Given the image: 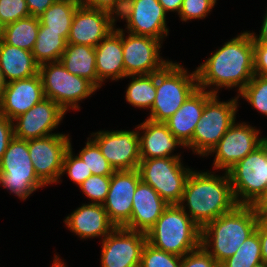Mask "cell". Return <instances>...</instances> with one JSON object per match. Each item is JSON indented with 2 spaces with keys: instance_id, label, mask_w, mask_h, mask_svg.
I'll return each mask as SVG.
<instances>
[{
  "instance_id": "obj_1",
  "label": "cell",
  "mask_w": 267,
  "mask_h": 267,
  "mask_svg": "<svg viewBox=\"0 0 267 267\" xmlns=\"http://www.w3.org/2000/svg\"><path fill=\"white\" fill-rule=\"evenodd\" d=\"M250 32L244 31L230 39L196 68L198 88H210L211 94H217L222 87H238V93L241 92L254 76V46Z\"/></svg>"
},
{
  "instance_id": "obj_2",
  "label": "cell",
  "mask_w": 267,
  "mask_h": 267,
  "mask_svg": "<svg viewBox=\"0 0 267 267\" xmlns=\"http://www.w3.org/2000/svg\"><path fill=\"white\" fill-rule=\"evenodd\" d=\"M196 171L192 170L189 174L178 205L202 228L208 222L232 211L238 204L227 172L220 176L215 175V172L209 173V170Z\"/></svg>"
},
{
  "instance_id": "obj_3",
  "label": "cell",
  "mask_w": 267,
  "mask_h": 267,
  "mask_svg": "<svg viewBox=\"0 0 267 267\" xmlns=\"http://www.w3.org/2000/svg\"><path fill=\"white\" fill-rule=\"evenodd\" d=\"M259 218L253 205H237L201 228L200 245L221 264L256 231Z\"/></svg>"
},
{
  "instance_id": "obj_4",
  "label": "cell",
  "mask_w": 267,
  "mask_h": 267,
  "mask_svg": "<svg viewBox=\"0 0 267 267\" xmlns=\"http://www.w3.org/2000/svg\"><path fill=\"white\" fill-rule=\"evenodd\" d=\"M147 243L183 257L200 246L201 228L178 204L168 205L146 232Z\"/></svg>"
},
{
  "instance_id": "obj_5",
  "label": "cell",
  "mask_w": 267,
  "mask_h": 267,
  "mask_svg": "<svg viewBox=\"0 0 267 267\" xmlns=\"http://www.w3.org/2000/svg\"><path fill=\"white\" fill-rule=\"evenodd\" d=\"M198 88L196 70L189 73L172 61L156 73V97L147 119L165 122Z\"/></svg>"
},
{
  "instance_id": "obj_6",
  "label": "cell",
  "mask_w": 267,
  "mask_h": 267,
  "mask_svg": "<svg viewBox=\"0 0 267 267\" xmlns=\"http://www.w3.org/2000/svg\"><path fill=\"white\" fill-rule=\"evenodd\" d=\"M0 185L23 201L46 185L38 178L28 151V140L13 138L0 160Z\"/></svg>"
},
{
  "instance_id": "obj_7",
  "label": "cell",
  "mask_w": 267,
  "mask_h": 267,
  "mask_svg": "<svg viewBox=\"0 0 267 267\" xmlns=\"http://www.w3.org/2000/svg\"><path fill=\"white\" fill-rule=\"evenodd\" d=\"M45 98L57 103L65 112L79 110V102L98 90L90 81L71 74L60 61L39 66Z\"/></svg>"
},
{
  "instance_id": "obj_8",
  "label": "cell",
  "mask_w": 267,
  "mask_h": 267,
  "mask_svg": "<svg viewBox=\"0 0 267 267\" xmlns=\"http://www.w3.org/2000/svg\"><path fill=\"white\" fill-rule=\"evenodd\" d=\"M227 174L238 205H254L267 189V149L263 143L238 161Z\"/></svg>"
},
{
  "instance_id": "obj_9",
  "label": "cell",
  "mask_w": 267,
  "mask_h": 267,
  "mask_svg": "<svg viewBox=\"0 0 267 267\" xmlns=\"http://www.w3.org/2000/svg\"><path fill=\"white\" fill-rule=\"evenodd\" d=\"M238 96L221 102L214 94L204 106L200 121L196 124L192 137V151L200 156H208L229 127L235 122Z\"/></svg>"
},
{
  "instance_id": "obj_10",
  "label": "cell",
  "mask_w": 267,
  "mask_h": 267,
  "mask_svg": "<svg viewBox=\"0 0 267 267\" xmlns=\"http://www.w3.org/2000/svg\"><path fill=\"white\" fill-rule=\"evenodd\" d=\"M181 158L141 159L138 167L141 180L150 185L169 205L181 202L186 180L192 169Z\"/></svg>"
},
{
  "instance_id": "obj_11",
  "label": "cell",
  "mask_w": 267,
  "mask_h": 267,
  "mask_svg": "<svg viewBox=\"0 0 267 267\" xmlns=\"http://www.w3.org/2000/svg\"><path fill=\"white\" fill-rule=\"evenodd\" d=\"M122 29L123 64L125 77L129 75H149L160 72L171 61L160 56L163 43L159 39L128 33Z\"/></svg>"
},
{
  "instance_id": "obj_12",
  "label": "cell",
  "mask_w": 267,
  "mask_h": 267,
  "mask_svg": "<svg viewBox=\"0 0 267 267\" xmlns=\"http://www.w3.org/2000/svg\"><path fill=\"white\" fill-rule=\"evenodd\" d=\"M138 126L133 130H112L92 133V140L115 171L138 169L140 147Z\"/></svg>"
},
{
  "instance_id": "obj_13",
  "label": "cell",
  "mask_w": 267,
  "mask_h": 267,
  "mask_svg": "<svg viewBox=\"0 0 267 267\" xmlns=\"http://www.w3.org/2000/svg\"><path fill=\"white\" fill-rule=\"evenodd\" d=\"M68 134H52L28 140V151L38 178L47 186L59 183L63 158L69 148Z\"/></svg>"
},
{
  "instance_id": "obj_14",
  "label": "cell",
  "mask_w": 267,
  "mask_h": 267,
  "mask_svg": "<svg viewBox=\"0 0 267 267\" xmlns=\"http://www.w3.org/2000/svg\"><path fill=\"white\" fill-rule=\"evenodd\" d=\"M259 130L245 122H235L229 127L218 144L208 155L215 153L213 168L215 170H230L238 161L251 153L261 143Z\"/></svg>"
},
{
  "instance_id": "obj_15",
  "label": "cell",
  "mask_w": 267,
  "mask_h": 267,
  "mask_svg": "<svg viewBox=\"0 0 267 267\" xmlns=\"http://www.w3.org/2000/svg\"><path fill=\"white\" fill-rule=\"evenodd\" d=\"M146 233L116 227L102 240L101 267H140Z\"/></svg>"
},
{
  "instance_id": "obj_16",
  "label": "cell",
  "mask_w": 267,
  "mask_h": 267,
  "mask_svg": "<svg viewBox=\"0 0 267 267\" xmlns=\"http://www.w3.org/2000/svg\"><path fill=\"white\" fill-rule=\"evenodd\" d=\"M126 21L129 33L150 36L160 41L168 36L166 12L158 0H125L117 20Z\"/></svg>"
},
{
  "instance_id": "obj_17",
  "label": "cell",
  "mask_w": 267,
  "mask_h": 267,
  "mask_svg": "<svg viewBox=\"0 0 267 267\" xmlns=\"http://www.w3.org/2000/svg\"><path fill=\"white\" fill-rule=\"evenodd\" d=\"M65 114L66 112L57 103L44 98L13 120L14 137L30 140L57 134L52 131L61 124Z\"/></svg>"
},
{
  "instance_id": "obj_18",
  "label": "cell",
  "mask_w": 267,
  "mask_h": 267,
  "mask_svg": "<svg viewBox=\"0 0 267 267\" xmlns=\"http://www.w3.org/2000/svg\"><path fill=\"white\" fill-rule=\"evenodd\" d=\"M141 176L138 169L114 171L109 192L102 204L115 227H124L131 218L133 195Z\"/></svg>"
},
{
  "instance_id": "obj_19",
  "label": "cell",
  "mask_w": 267,
  "mask_h": 267,
  "mask_svg": "<svg viewBox=\"0 0 267 267\" xmlns=\"http://www.w3.org/2000/svg\"><path fill=\"white\" fill-rule=\"evenodd\" d=\"M116 17L111 13L79 5L74 13L67 43L96 47L114 28Z\"/></svg>"
},
{
  "instance_id": "obj_20",
  "label": "cell",
  "mask_w": 267,
  "mask_h": 267,
  "mask_svg": "<svg viewBox=\"0 0 267 267\" xmlns=\"http://www.w3.org/2000/svg\"><path fill=\"white\" fill-rule=\"evenodd\" d=\"M45 98L39 73L6 83L0 99V113L13 121Z\"/></svg>"
},
{
  "instance_id": "obj_21",
  "label": "cell",
  "mask_w": 267,
  "mask_h": 267,
  "mask_svg": "<svg viewBox=\"0 0 267 267\" xmlns=\"http://www.w3.org/2000/svg\"><path fill=\"white\" fill-rule=\"evenodd\" d=\"M208 90L197 88L165 123L171 133L185 147L192 150V137L200 121L205 103L213 96Z\"/></svg>"
},
{
  "instance_id": "obj_22",
  "label": "cell",
  "mask_w": 267,
  "mask_h": 267,
  "mask_svg": "<svg viewBox=\"0 0 267 267\" xmlns=\"http://www.w3.org/2000/svg\"><path fill=\"white\" fill-rule=\"evenodd\" d=\"M168 205L150 185L141 180L133 195L130 221L123 228L146 233Z\"/></svg>"
},
{
  "instance_id": "obj_23",
  "label": "cell",
  "mask_w": 267,
  "mask_h": 267,
  "mask_svg": "<svg viewBox=\"0 0 267 267\" xmlns=\"http://www.w3.org/2000/svg\"><path fill=\"white\" fill-rule=\"evenodd\" d=\"M140 158H167L175 157L181 158L179 154L171 155L176 146L185 145L182 144L168 129L165 122H155L146 119L144 122L138 125Z\"/></svg>"
},
{
  "instance_id": "obj_24",
  "label": "cell",
  "mask_w": 267,
  "mask_h": 267,
  "mask_svg": "<svg viewBox=\"0 0 267 267\" xmlns=\"http://www.w3.org/2000/svg\"><path fill=\"white\" fill-rule=\"evenodd\" d=\"M64 222L80 239L100 236L103 240L116 228L109 220L102 204H82L67 216Z\"/></svg>"
},
{
  "instance_id": "obj_25",
  "label": "cell",
  "mask_w": 267,
  "mask_h": 267,
  "mask_svg": "<svg viewBox=\"0 0 267 267\" xmlns=\"http://www.w3.org/2000/svg\"><path fill=\"white\" fill-rule=\"evenodd\" d=\"M95 61L98 79L103 83L108 78H125L122 48V29L114 28L95 47Z\"/></svg>"
},
{
  "instance_id": "obj_26",
  "label": "cell",
  "mask_w": 267,
  "mask_h": 267,
  "mask_svg": "<svg viewBox=\"0 0 267 267\" xmlns=\"http://www.w3.org/2000/svg\"><path fill=\"white\" fill-rule=\"evenodd\" d=\"M0 68L6 83L30 78L39 72L32 52L4 43L1 39Z\"/></svg>"
},
{
  "instance_id": "obj_27",
  "label": "cell",
  "mask_w": 267,
  "mask_h": 267,
  "mask_svg": "<svg viewBox=\"0 0 267 267\" xmlns=\"http://www.w3.org/2000/svg\"><path fill=\"white\" fill-rule=\"evenodd\" d=\"M60 62L71 73L90 81L97 89L102 86L98 79L95 48L89 45L67 43Z\"/></svg>"
},
{
  "instance_id": "obj_28",
  "label": "cell",
  "mask_w": 267,
  "mask_h": 267,
  "mask_svg": "<svg viewBox=\"0 0 267 267\" xmlns=\"http://www.w3.org/2000/svg\"><path fill=\"white\" fill-rule=\"evenodd\" d=\"M70 32L46 31L40 23L38 36L32 50L35 62L40 66L49 62L60 61Z\"/></svg>"
},
{
  "instance_id": "obj_29",
  "label": "cell",
  "mask_w": 267,
  "mask_h": 267,
  "mask_svg": "<svg viewBox=\"0 0 267 267\" xmlns=\"http://www.w3.org/2000/svg\"><path fill=\"white\" fill-rule=\"evenodd\" d=\"M39 26V18L31 15L21 18L4 26L1 40L9 45L32 52L38 36Z\"/></svg>"
},
{
  "instance_id": "obj_30",
  "label": "cell",
  "mask_w": 267,
  "mask_h": 267,
  "mask_svg": "<svg viewBox=\"0 0 267 267\" xmlns=\"http://www.w3.org/2000/svg\"><path fill=\"white\" fill-rule=\"evenodd\" d=\"M127 77H131L132 79L128 84L125 95L128 104L151 111L156 97V73L149 75H129Z\"/></svg>"
},
{
  "instance_id": "obj_31",
  "label": "cell",
  "mask_w": 267,
  "mask_h": 267,
  "mask_svg": "<svg viewBox=\"0 0 267 267\" xmlns=\"http://www.w3.org/2000/svg\"><path fill=\"white\" fill-rule=\"evenodd\" d=\"M79 4L70 0H56L39 17L40 23L46 27V31L70 32L74 13Z\"/></svg>"
},
{
  "instance_id": "obj_32",
  "label": "cell",
  "mask_w": 267,
  "mask_h": 267,
  "mask_svg": "<svg viewBox=\"0 0 267 267\" xmlns=\"http://www.w3.org/2000/svg\"><path fill=\"white\" fill-rule=\"evenodd\" d=\"M261 262V245L258 232L255 231L240 245L233 256L220 264V267H252Z\"/></svg>"
},
{
  "instance_id": "obj_33",
  "label": "cell",
  "mask_w": 267,
  "mask_h": 267,
  "mask_svg": "<svg viewBox=\"0 0 267 267\" xmlns=\"http://www.w3.org/2000/svg\"><path fill=\"white\" fill-rule=\"evenodd\" d=\"M239 96L248 101L259 113L267 116V77L254 74Z\"/></svg>"
},
{
  "instance_id": "obj_34",
  "label": "cell",
  "mask_w": 267,
  "mask_h": 267,
  "mask_svg": "<svg viewBox=\"0 0 267 267\" xmlns=\"http://www.w3.org/2000/svg\"><path fill=\"white\" fill-rule=\"evenodd\" d=\"M78 156L86 163L92 175L111 176L115 171L90 137L87 138L86 145Z\"/></svg>"
},
{
  "instance_id": "obj_35",
  "label": "cell",
  "mask_w": 267,
  "mask_h": 267,
  "mask_svg": "<svg viewBox=\"0 0 267 267\" xmlns=\"http://www.w3.org/2000/svg\"><path fill=\"white\" fill-rule=\"evenodd\" d=\"M182 257L154 248L146 243L142 250L140 267H181Z\"/></svg>"
},
{
  "instance_id": "obj_36",
  "label": "cell",
  "mask_w": 267,
  "mask_h": 267,
  "mask_svg": "<svg viewBox=\"0 0 267 267\" xmlns=\"http://www.w3.org/2000/svg\"><path fill=\"white\" fill-rule=\"evenodd\" d=\"M64 173H67L71 181L78 186L92 175L86 163L78 155L73 154L71 142L63 158L61 175Z\"/></svg>"
},
{
  "instance_id": "obj_37",
  "label": "cell",
  "mask_w": 267,
  "mask_h": 267,
  "mask_svg": "<svg viewBox=\"0 0 267 267\" xmlns=\"http://www.w3.org/2000/svg\"><path fill=\"white\" fill-rule=\"evenodd\" d=\"M111 176L91 175L79 185L93 204H103L109 192Z\"/></svg>"
},
{
  "instance_id": "obj_38",
  "label": "cell",
  "mask_w": 267,
  "mask_h": 267,
  "mask_svg": "<svg viewBox=\"0 0 267 267\" xmlns=\"http://www.w3.org/2000/svg\"><path fill=\"white\" fill-rule=\"evenodd\" d=\"M217 0H183L179 17L181 21L187 22L193 19H204L214 8Z\"/></svg>"
},
{
  "instance_id": "obj_39",
  "label": "cell",
  "mask_w": 267,
  "mask_h": 267,
  "mask_svg": "<svg viewBox=\"0 0 267 267\" xmlns=\"http://www.w3.org/2000/svg\"><path fill=\"white\" fill-rule=\"evenodd\" d=\"M28 16L26 0H0V22L3 26Z\"/></svg>"
},
{
  "instance_id": "obj_40",
  "label": "cell",
  "mask_w": 267,
  "mask_h": 267,
  "mask_svg": "<svg viewBox=\"0 0 267 267\" xmlns=\"http://www.w3.org/2000/svg\"><path fill=\"white\" fill-rule=\"evenodd\" d=\"M181 267H220V264L200 245L182 257Z\"/></svg>"
},
{
  "instance_id": "obj_41",
  "label": "cell",
  "mask_w": 267,
  "mask_h": 267,
  "mask_svg": "<svg viewBox=\"0 0 267 267\" xmlns=\"http://www.w3.org/2000/svg\"><path fill=\"white\" fill-rule=\"evenodd\" d=\"M254 74L267 77V43L253 40Z\"/></svg>"
},
{
  "instance_id": "obj_42",
  "label": "cell",
  "mask_w": 267,
  "mask_h": 267,
  "mask_svg": "<svg viewBox=\"0 0 267 267\" xmlns=\"http://www.w3.org/2000/svg\"><path fill=\"white\" fill-rule=\"evenodd\" d=\"M124 4L125 0H85L84 2V6L107 11L116 18L121 14Z\"/></svg>"
},
{
  "instance_id": "obj_43",
  "label": "cell",
  "mask_w": 267,
  "mask_h": 267,
  "mask_svg": "<svg viewBox=\"0 0 267 267\" xmlns=\"http://www.w3.org/2000/svg\"><path fill=\"white\" fill-rule=\"evenodd\" d=\"M14 138L13 121L0 113V160L4 155L10 141Z\"/></svg>"
},
{
  "instance_id": "obj_44",
  "label": "cell",
  "mask_w": 267,
  "mask_h": 267,
  "mask_svg": "<svg viewBox=\"0 0 267 267\" xmlns=\"http://www.w3.org/2000/svg\"><path fill=\"white\" fill-rule=\"evenodd\" d=\"M56 0H26L29 13L39 18Z\"/></svg>"
},
{
  "instance_id": "obj_45",
  "label": "cell",
  "mask_w": 267,
  "mask_h": 267,
  "mask_svg": "<svg viewBox=\"0 0 267 267\" xmlns=\"http://www.w3.org/2000/svg\"><path fill=\"white\" fill-rule=\"evenodd\" d=\"M261 245L262 262L267 264V220L259 218L256 226Z\"/></svg>"
},
{
  "instance_id": "obj_46",
  "label": "cell",
  "mask_w": 267,
  "mask_h": 267,
  "mask_svg": "<svg viewBox=\"0 0 267 267\" xmlns=\"http://www.w3.org/2000/svg\"><path fill=\"white\" fill-rule=\"evenodd\" d=\"M253 206L259 217L267 220V189Z\"/></svg>"
},
{
  "instance_id": "obj_47",
  "label": "cell",
  "mask_w": 267,
  "mask_h": 267,
  "mask_svg": "<svg viewBox=\"0 0 267 267\" xmlns=\"http://www.w3.org/2000/svg\"><path fill=\"white\" fill-rule=\"evenodd\" d=\"M159 3L163 6L166 13L170 12H177L179 14L183 0H158Z\"/></svg>"
},
{
  "instance_id": "obj_48",
  "label": "cell",
  "mask_w": 267,
  "mask_h": 267,
  "mask_svg": "<svg viewBox=\"0 0 267 267\" xmlns=\"http://www.w3.org/2000/svg\"><path fill=\"white\" fill-rule=\"evenodd\" d=\"M263 22H262V26L260 29V33L259 35H256L255 32H251V36L253 38V40L257 41V42H264L267 43V10H266V14L263 17Z\"/></svg>"
},
{
  "instance_id": "obj_49",
  "label": "cell",
  "mask_w": 267,
  "mask_h": 267,
  "mask_svg": "<svg viewBox=\"0 0 267 267\" xmlns=\"http://www.w3.org/2000/svg\"><path fill=\"white\" fill-rule=\"evenodd\" d=\"M6 87V82L4 80V77H3V74H2V71H1V68H0V99L3 95V91Z\"/></svg>"
},
{
  "instance_id": "obj_50",
  "label": "cell",
  "mask_w": 267,
  "mask_h": 267,
  "mask_svg": "<svg viewBox=\"0 0 267 267\" xmlns=\"http://www.w3.org/2000/svg\"><path fill=\"white\" fill-rule=\"evenodd\" d=\"M52 267H66L65 263L57 256H54Z\"/></svg>"
},
{
  "instance_id": "obj_51",
  "label": "cell",
  "mask_w": 267,
  "mask_h": 267,
  "mask_svg": "<svg viewBox=\"0 0 267 267\" xmlns=\"http://www.w3.org/2000/svg\"><path fill=\"white\" fill-rule=\"evenodd\" d=\"M252 267H267V264L265 262H261L257 265L252 266Z\"/></svg>"
},
{
  "instance_id": "obj_52",
  "label": "cell",
  "mask_w": 267,
  "mask_h": 267,
  "mask_svg": "<svg viewBox=\"0 0 267 267\" xmlns=\"http://www.w3.org/2000/svg\"><path fill=\"white\" fill-rule=\"evenodd\" d=\"M70 1H73L79 5H84V2H85V0H70Z\"/></svg>"
},
{
  "instance_id": "obj_53",
  "label": "cell",
  "mask_w": 267,
  "mask_h": 267,
  "mask_svg": "<svg viewBox=\"0 0 267 267\" xmlns=\"http://www.w3.org/2000/svg\"><path fill=\"white\" fill-rule=\"evenodd\" d=\"M3 29H4V26L0 22V39H1L2 34H3Z\"/></svg>"
},
{
  "instance_id": "obj_54",
  "label": "cell",
  "mask_w": 267,
  "mask_h": 267,
  "mask_svg": "<svg viewBox=\"0 0 267 267\" xmlns=\"http://www.w3.org/2000/svg\"><path fill=\"white\" fill-rule=\"evenodd\" d=\"M262 143L265 145L267 149V137H263Z\"/></svg>"
}]
</instances>
